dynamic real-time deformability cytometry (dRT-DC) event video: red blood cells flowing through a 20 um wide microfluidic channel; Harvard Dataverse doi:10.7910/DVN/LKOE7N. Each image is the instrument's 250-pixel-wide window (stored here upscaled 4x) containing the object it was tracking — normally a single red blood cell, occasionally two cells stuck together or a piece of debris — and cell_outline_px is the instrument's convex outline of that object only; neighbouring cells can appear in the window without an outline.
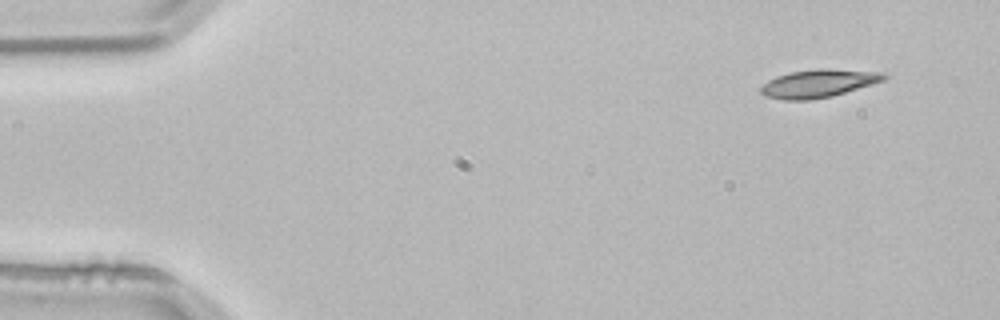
{"species": "common noctule bat (a hibernating species)", "species_latin": "Nyctalus noctula", "temperature_condition": "room temperature", "stored_images_in_passage": 3, "camera_frame_rate_fps": 3000, "um_per_image_px": 0.085, "animal": {"sex": "male", "body_mass_g": 21.5, "forearm_length_mm": 52.0}, "frame": {"image": 1, "passage_image": 1, "time_ms": 0.0, "image_size_px": [1000, 320], "cell_outline_px": [[888, 76], [884, 80], [872, 84], [832, 96], [808, 100], [784, 100], [764, 96], [760, 92], [760, 88], [768, 80], [776, 76], [792, 72], [820, 68], [828, 68], [884, 72]], "centroid_in_image_um": [69.57, 7.08], "position_along_channel_um": 15.4, "area_um2": 20.11}}
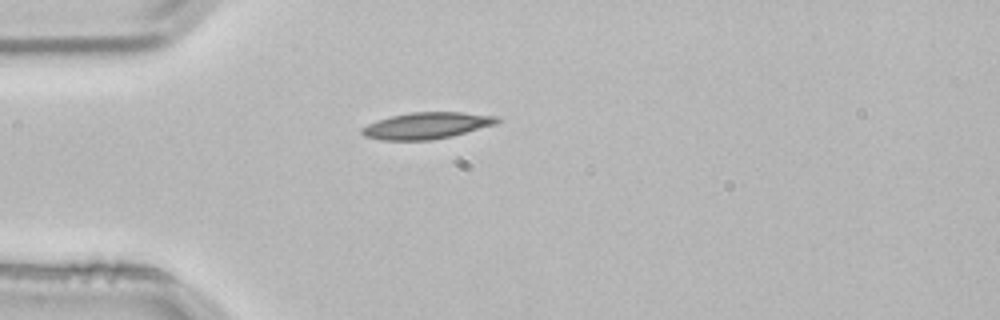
{"frame": {"image": 2, "passage_image": 3, "time_ms": 0.667, "image_size_px": [1000, 320], "cell_outline_px": [[500, 120], [496, 124], [452, 136], [432, 140], [380, 140], [364, 136], [360, 132], [360, 128], [368, 124], [392, 116], [412, 112], [464, 112], [496, 116]], "centroid_in_image_um": [36.26, 10.68], "position_along_channel_um": 48.7, "area_um2": 20.81}}